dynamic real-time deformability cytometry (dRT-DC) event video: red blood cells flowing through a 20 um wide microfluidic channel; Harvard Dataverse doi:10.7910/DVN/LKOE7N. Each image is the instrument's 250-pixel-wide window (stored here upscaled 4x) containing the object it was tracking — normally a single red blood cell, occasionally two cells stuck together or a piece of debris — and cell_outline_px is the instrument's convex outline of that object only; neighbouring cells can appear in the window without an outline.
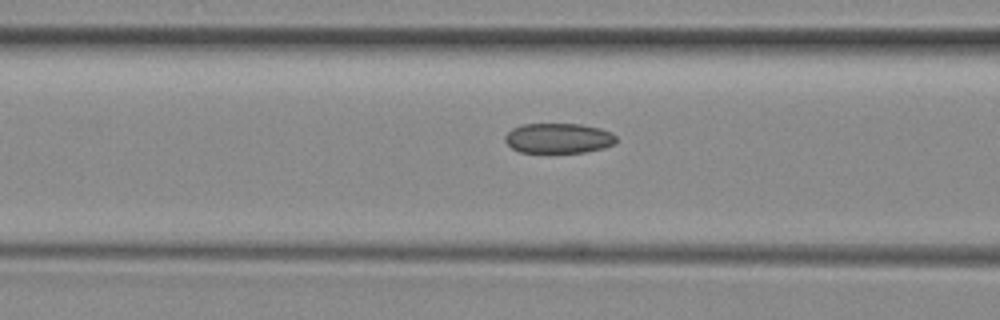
{"species": "common noctule bat (a hibernating species)", "species_latin": "Nyctalus noctula", "temperature_condition": "room temperature", "stored_images_in_passage": 6, "camera_frame_rate_fps": 3000, "um_per_image_px": 0.085, "animal": {"sex": "female", "body_mass_g": 29.2, "forearm_length_mm": 56.3}, "frame": {"image": 1, "passage_image": 5, "time_ms": 5.333, "image_size_px": [1000, 320], "cell_outline_px": [[616, 144], [604, 148], [584, 152], [520, 152], [512, 148], [504, 140], [504, 136], [512, 128], [520, 124], [580, 124], [600, 128], [612, 132], [616, 136]], "centroid_in_image_um": [47.48, 11.74], "position_along_channel_um": 119.1, "area_um2": 19.59}}
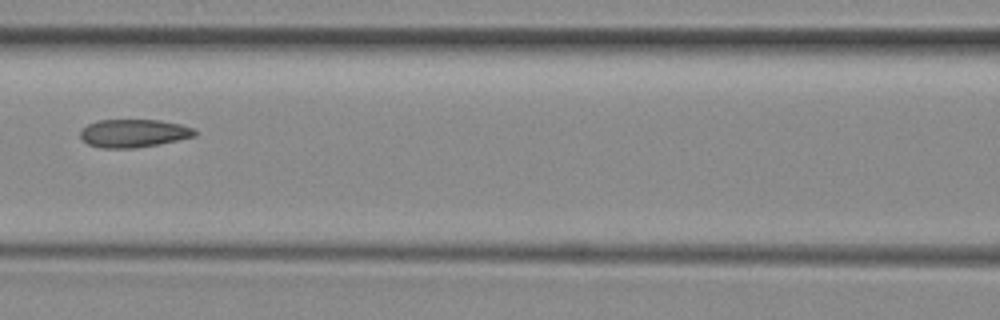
{"frame": {"image": 2, "passage_image": 6, "time_ms": 7.333, "image_size_px": [1000, 320], "cell_outline_px": [[196, 136], [160, 144], [132, 148], [100, 148], [88, 144], [80, 136], [80, 132], [88, 124], [100, 120], [160, 120], [180, 124], [196, 128]], "centroid_in_image_um": [11.4, 11.33], "position_along_channel_um": 155.2, "area_um2": 18.73}}